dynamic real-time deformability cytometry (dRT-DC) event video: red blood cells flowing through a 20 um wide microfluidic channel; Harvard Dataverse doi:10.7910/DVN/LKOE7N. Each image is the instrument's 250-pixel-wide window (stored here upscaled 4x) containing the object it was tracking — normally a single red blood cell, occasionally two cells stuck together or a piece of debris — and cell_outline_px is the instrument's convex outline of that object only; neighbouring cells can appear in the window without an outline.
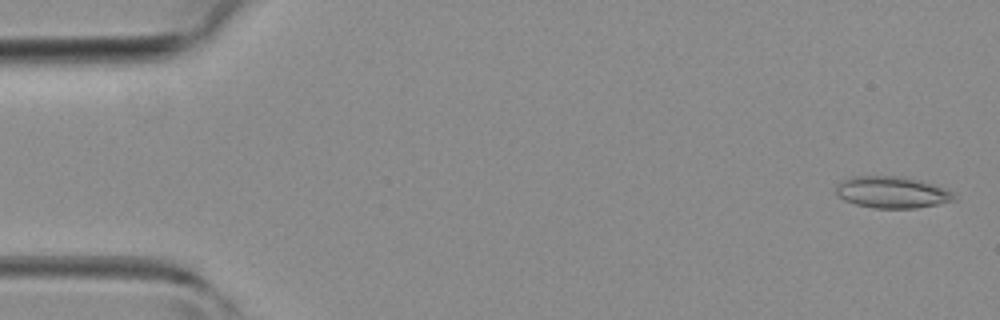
{"species": "common noctule bat (a hibernating species)", "species_latin": "Nyctalus noctula", "temperature_condition": "room temperature", "stored_images_in_passage": 9, "camera_frame_rate_fps": 3000, "um_per_image_px": 0.085, "animal": {"sex": "female", "body_mass_g": 19.3, "forearm_length_mm": 54.1}, "frame": {"image": 1, "passage_image": 1, "time_ms": 0.0, "image_size_px": [1000, 320], "cell_outline_px": [[956, 200], [916, 208], [876, 208], [856, 204], [844, 200], [836, 192], [836, 184], [840, 180], [852, 176], [904, 176], [920, 180], [944, 188], [952, 192], [956, 196]], "centroid_in_image_um": [75.8, 16.33], "position_along_channel_um": 9.2, "area_um2": 21.79}}